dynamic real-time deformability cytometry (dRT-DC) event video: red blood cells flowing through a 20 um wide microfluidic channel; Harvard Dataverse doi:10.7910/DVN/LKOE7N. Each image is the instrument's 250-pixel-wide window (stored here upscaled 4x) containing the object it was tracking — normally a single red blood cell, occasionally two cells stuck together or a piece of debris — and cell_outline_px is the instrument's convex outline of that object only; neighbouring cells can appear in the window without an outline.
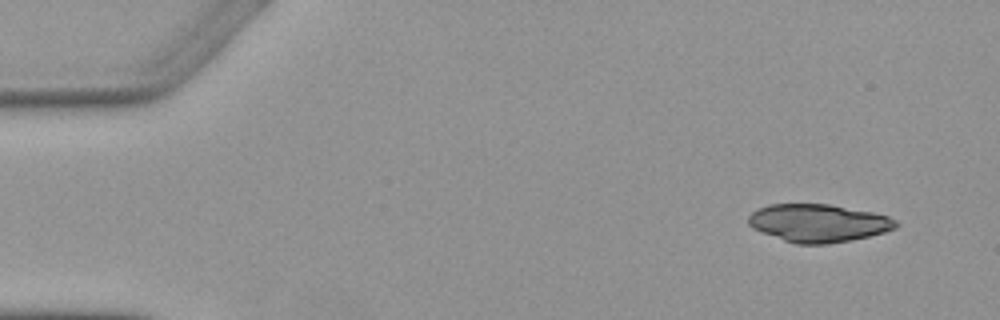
{"species": "Egyptian fruit bat (a non-hibernating species)", "species_latin": "Rousettus aegyptiacus", "temperature_condition": "warm", "stored_images_in_passage": 3, "camera_frame_rate_fps": 3000, "um_per_image_px": 0.085, "animal": {"sex": "female"}, "frame": {"image": 1, "passage_image": 1, "time_ms": 0.0, "image_size_px": [1000, 320], "cell_outline_px": [[900, 224], [896, 228], [884, 232], [868, 236], [828, 244], [796, 244], [760, 232], [752, 228], [748, 224], [748, 216], [752, 212], [768, 204], [828, 204], [872, 212], [888, 216], [896, 220]], "centroid_in_image_um": [69.54, 18.96], "position_along_channel_um": 15.5, "area_um2": 32.48}}